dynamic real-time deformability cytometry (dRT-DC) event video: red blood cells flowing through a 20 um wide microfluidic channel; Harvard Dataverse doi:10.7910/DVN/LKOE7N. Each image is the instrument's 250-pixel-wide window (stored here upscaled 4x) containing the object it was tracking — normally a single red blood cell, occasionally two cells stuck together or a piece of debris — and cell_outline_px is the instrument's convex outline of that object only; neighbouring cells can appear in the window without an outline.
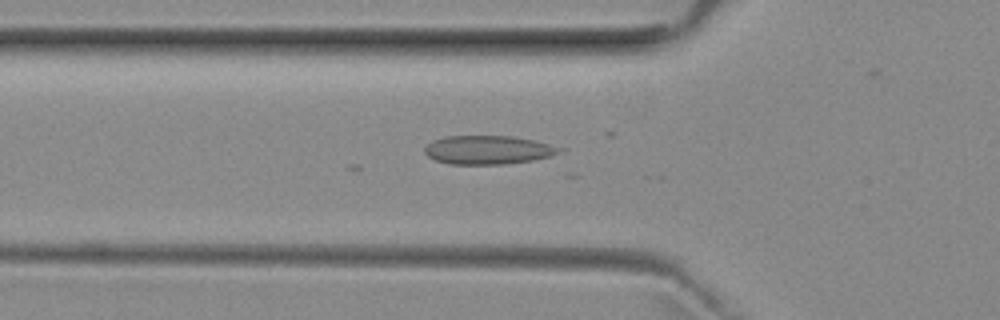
{"species": "common noctule bat (a hibernating species)", "species_latin": "Nyctalus noctula", "temperature_condition": "room temperature", "stored_images_in_passage": 29, "camera_frame_rate_fps": 3000, "um_per_image_px": 0.085, "animal": {"sex": "female", "body_mass_g": 29.2, "forearm_length_mm": 56.3}, "frame": {"image": 1, "passage_image": 17, "time_ms": 5.333, "image_size_px": [1000, 320], "cell_outline_px": [[564, 152], [532, 160], [504, 164], [448, 164], [436, 160], [428, 156], [424, 152], [424, 148], [432, 140], [444, 136], [512, 136], [536, 140], [564, 148]], "centroid_in_image_um": [41.5, 12.73], "position_along_channel_um": 84.3, "area_um2": 22.66}}
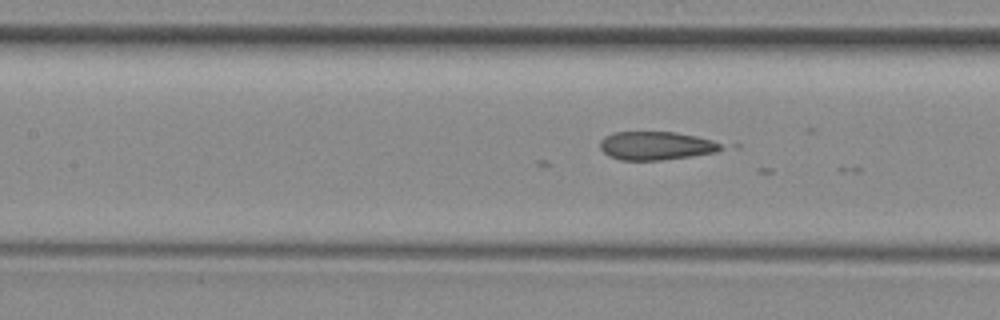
{"frame": {"image": 2, "passage_image": 22, "time_ms": 7.0, "image_size_px": [1000, 320], "cell_outline_px": [[724, 148], [716, 152], [692, 156], [660, 160], [620, 160], [608, 156], [600, 148], [600, 140], [604, 136], [616, 132], [676, 132], [696, 136], [712, 140], [720, 144]], "centroid_in_image_um": [55.74, 12.39], "position_along_channel_um": 151.7, "area_um2": 20.06}}
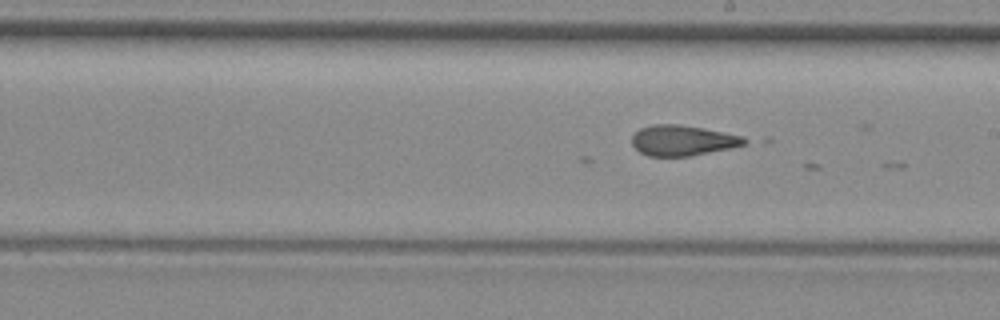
{"frame": {"image": 3, "passage_image": 28, "time_ms": 9.0, "image_size_px": [1000, 320], "cell_outline_px": [[748, 140], [744, 144], [732, 148], [688, 156], [648, 156], [640, 152], [632, 144], [632, 136], [640, 128], [652, 124], [676, 124], [704, 128], [740, 136]], "centroid_in_image_um": [57.99, 11.94], "position_along_channel_um": 231.0, "area_um2": 19.77}}